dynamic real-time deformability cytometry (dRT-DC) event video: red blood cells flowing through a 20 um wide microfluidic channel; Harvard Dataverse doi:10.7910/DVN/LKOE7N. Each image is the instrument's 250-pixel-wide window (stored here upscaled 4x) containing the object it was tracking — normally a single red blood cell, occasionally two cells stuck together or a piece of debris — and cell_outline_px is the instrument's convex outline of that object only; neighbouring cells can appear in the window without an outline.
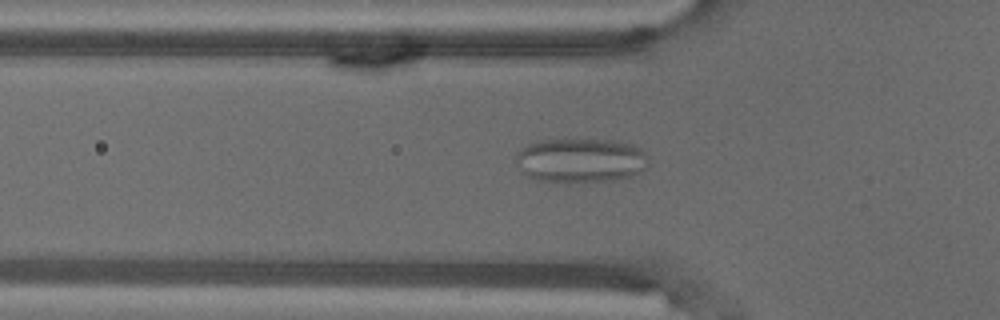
{"species": "common noctule bat (a hibernating species)", "species_latin": "Nyctalus noctula", "temperature_condition": "warm", "stored_images_in_passage": 55, "camera_frame_rate_fps": 3000, "um_per_image_px": 0.085, "animal": {"sex": "male", "body_mass_g": 18.8}, "frame": {"image": 1, "passage_image": 18, "time_ms": 5.667, "image_size_px": [1000, 320], "cell_outline_px": [[648, 164], [640, 172], [632, 176], [612, 180], [568, 184], [540, 180], [528, 176], [516, 164], [516, 152], [520, 148], [528, 144], [540, 140], [564, 136], [580, 136], [616, 140], [632, 144], [640, 148], [648, 156]], "centroid_in_image_um": [49.34, 13.58], "position_along_channel_um": 76.5, "area_um2": 36.07}}
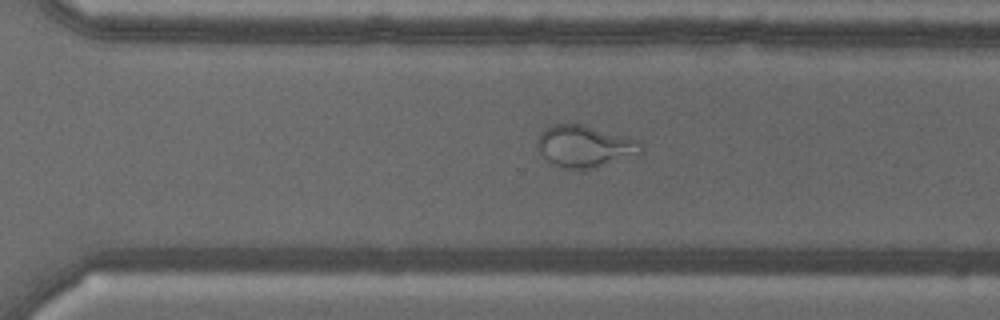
{"frame": {"image": 2, "passage_image": 38, "time_ms": 12.333, "image_size_px": [1000, 320], "cell_outline_px": [[644, 152], [640, 156], [588, 168], [564, 168], [552, 164], [540, 152], [536, 144], [536, 140], [540, 132], [544, 128], [552, 124], [580, 124], [628, 136], [640, 140], [644, 148]], "centroid_in_image_um": [49.76, 12.42], "position_along_channel_um": 320.8, "area_um2": 25.55}}
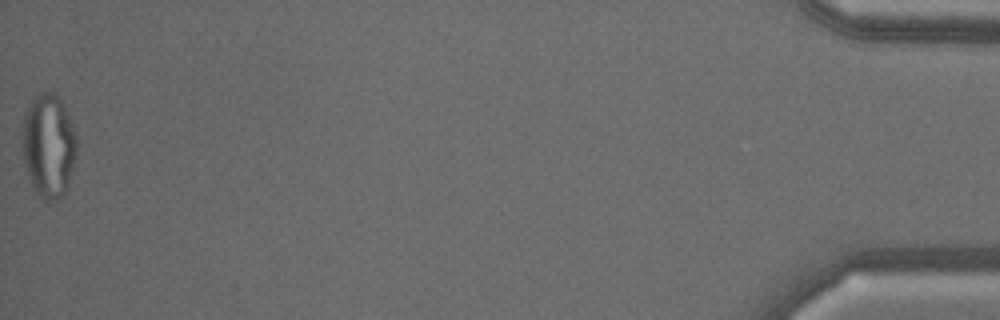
{"frame": {"image": 3, "passage_image": 55, "time_ms": 18.0, "image_size_px": [1000, 320], "cell_outline_px": [[76, 152], [68, 188], [56, 200], [48, 204], [32, 188], [24, 164], [24, 116], [32, 100], [40, 92], [52, 92], [60, 96], [76, 136]], "centroid_in_image_um": [4.14, 12.42], "position_along_channel_um": 431.1, "area_um2": 32.54}}